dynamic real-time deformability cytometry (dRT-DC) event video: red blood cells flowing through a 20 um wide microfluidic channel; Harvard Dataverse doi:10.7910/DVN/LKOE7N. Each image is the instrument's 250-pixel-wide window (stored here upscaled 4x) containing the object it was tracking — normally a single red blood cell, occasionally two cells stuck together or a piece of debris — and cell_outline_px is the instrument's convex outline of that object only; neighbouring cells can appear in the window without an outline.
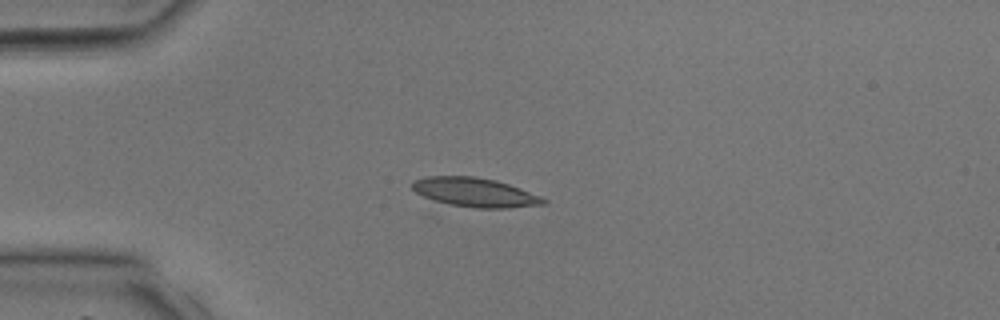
{"species": "common noctule bat (a hibernating species)", "species_latin": "Nyctalus noctula", "temperature_condition": "room temperature", "stored_images_in_passage": 35, "camera_frame_rate_fps": 3000, "um_per_image_px": 0.085, "animal": {"sex": "male", "body_mass_g": 17.9, "forearm_length_mm": 54.2}, "frame": {"image": 1, "passage_image": 6, "time_ms": 1.667, "image_size_px": [1000, 320], "cell_outline_px": [[548, 204], [508, 208], [476, 208], [440, 204], [416, 192], [412, 188], [412, 180], [428, 176], [472, 176], [496, 180], [520, 188], [540, 196], [548, 200]], "centroid_in_image_um": [40.36, 16.36], "position_along_channel_um": 44.6, "area_um2": 22.54}}
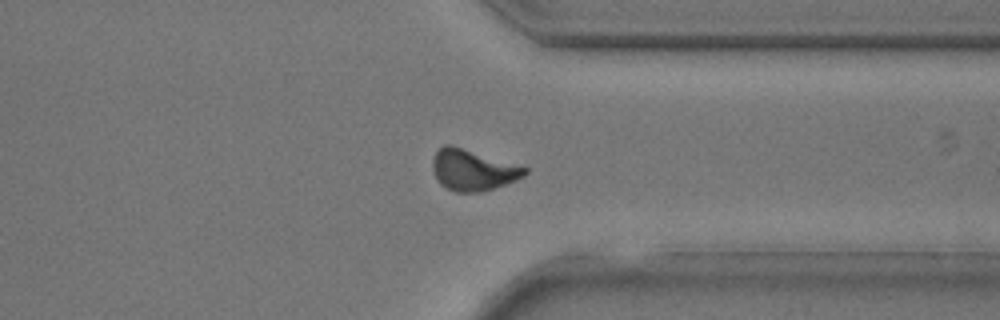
{"frame": {"image": 2, "passage_image": 26, "time_ms": 8.333, "image_size_px": [1000, 320], "cell_outline_px": [[528, 172], [524, 176], [516, 180], [480, 192], [456, 192], [440, 184], [436, 180], [432, 168], [432, 160], [436, 152], [444, 144], [452, 144], [528, 168]], "centroid_in_image_um": [40.16, 14.44], "position_along_channel_um": 371.2, "area_um2": 21.96}}
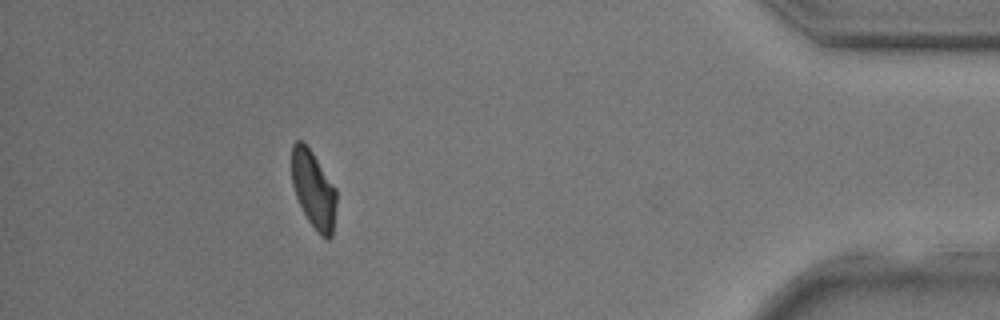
{"frame": {"image": 3, "passage_image": 31, "time_ms": 10.0, "image_size_px": [1000, 320], "cell_outline_px": [[336, 204], [332, 236], [328, 240], [320, 236], [316, 232], [308, 220], [296, 196], [292, 184], [292, 144], [296, 140], [304, 140], [336, 188]], "centroid_in_image_um": [26.65, 16.11], "position_along_channel_um": 408.6, "area_um2": 20.23}}